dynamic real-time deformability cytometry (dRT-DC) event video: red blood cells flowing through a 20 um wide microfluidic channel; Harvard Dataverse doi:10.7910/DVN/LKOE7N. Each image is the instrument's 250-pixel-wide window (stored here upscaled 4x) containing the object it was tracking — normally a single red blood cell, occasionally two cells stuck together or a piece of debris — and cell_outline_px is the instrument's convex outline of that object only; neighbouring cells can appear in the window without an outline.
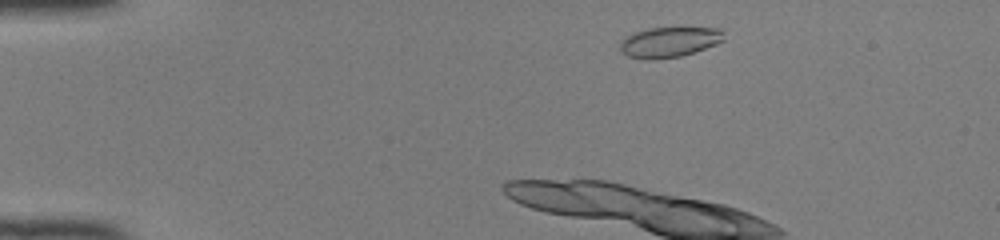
{"species": "common noctule bat (a hibernating species)", "species_latin": "Nyctalus noctula", "temperature_condition": "room temperature", "stored_images_in_passage": 11, "camera_frame_rate_fps": 3000, "um_per_image_px": 0.085, "animal": {"sex": "female", "body_mass_g": 22.0, "forearm_length_mm": 56.7}, "frame": {"image": 1, "passage_image": 4, "time_ms": 1.0, "image_size_px": [1000, 240], "cell_outline_px": [[724, 40], [716, 44], [680, 56], [652, 60], [644, 60], [628, 56], [620, 52], [620, 44], [624, 36], [648, 28], [724, 28]], "centroid_in_image_um": [56.86, 3.58], "position_along_channel_um": 28.1, "area_um2": 18.38}}